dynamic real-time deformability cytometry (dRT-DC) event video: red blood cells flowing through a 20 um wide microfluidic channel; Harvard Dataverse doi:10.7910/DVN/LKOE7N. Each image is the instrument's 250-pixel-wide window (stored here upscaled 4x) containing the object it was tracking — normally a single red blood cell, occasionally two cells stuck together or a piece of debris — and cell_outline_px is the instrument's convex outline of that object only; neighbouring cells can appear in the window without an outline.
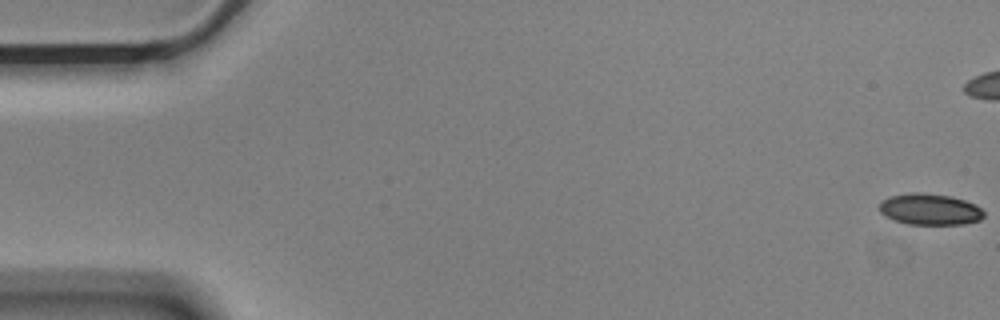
{"species": "Egyptian fruit bat (a non-hibernating species)", "species_latin": "Rousettus aegyptiacus", "temperature_condition": "cold", "stored_images_in_passage": 57, "camera_frame_rate_fps": 3000, "um_per_image_px": 0.085, "animal": {"sex": "male"}, "frame": {"image": 1, "passage_image": 1, "time_ms": 0.0, "image_size_px": [1000, 320], "cell_outline_px": [[984, 216], [980, 220], [964, 224], [908, 224], [884, 216], [880, 212], [880, 200], [888, 196], [908, 192], [920, 192], [952, 196], [976, 204], [984, 212]], "centroid_in_image_um": [79.02, 17.77], "position_along_channel_um": 6.0, "area_um2": 19.25}}
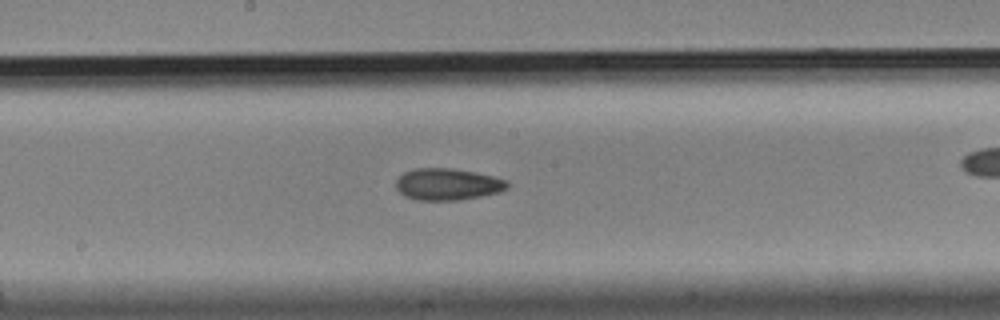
{"frame": {"image": 2, "passage_image": 30, "time_ms": 9.667, "image_size_px": [1000, 320], "cell_outline_px": [[508, 188], [500, 192], [460, 200], [416, 200], [404, 196], [396, 188], [396, 180], [404, 172], [416, 168], [452, 168], [476, 172], [508, 180]], "centroid_in_image_um": [38.05, 15.66], "position_along_channel_um": 210.2, "area_um2": 20.69}}
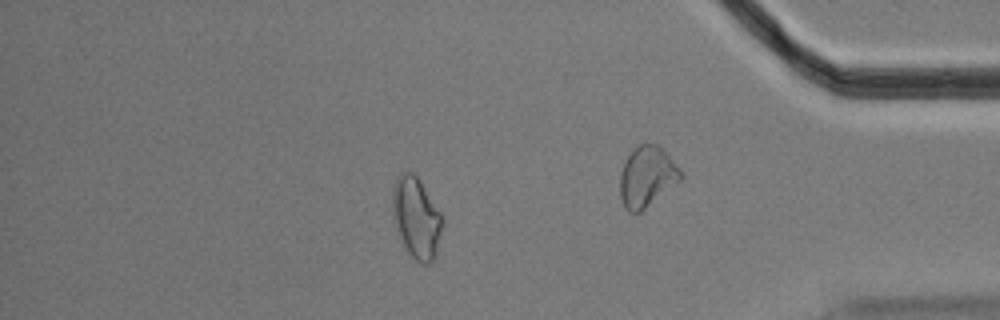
{"frame": {"image": 3, "passage_image": 49, "time_ms": 16.0, "image_size_px": [1000, 320], "cell_outline_px": [[444, 224], [436, 252], [432, 260], [428, 264], [424, 264], [416, 260], [408, 252], [396, 228], [392, 212], [392, 188], [396, 176], [400, 172], [412, 172], [420, 180], [440, 212]], "centroid_in_image_um": [35.38, 18.47], "position_along_channel_um": 399.8, "area_um2": 23.47}, "authors_computed_cell_mechanics": {"area_um2": 20.3456, "velocity_mm_per_s": 3.5824, "shape_relaxation_time_tau1_ms": null, "shape_relaxation_time_tau2_ms": 5.3291, "deformation_change_tau1": null, "deformation_change_tau2": 0.1123}}